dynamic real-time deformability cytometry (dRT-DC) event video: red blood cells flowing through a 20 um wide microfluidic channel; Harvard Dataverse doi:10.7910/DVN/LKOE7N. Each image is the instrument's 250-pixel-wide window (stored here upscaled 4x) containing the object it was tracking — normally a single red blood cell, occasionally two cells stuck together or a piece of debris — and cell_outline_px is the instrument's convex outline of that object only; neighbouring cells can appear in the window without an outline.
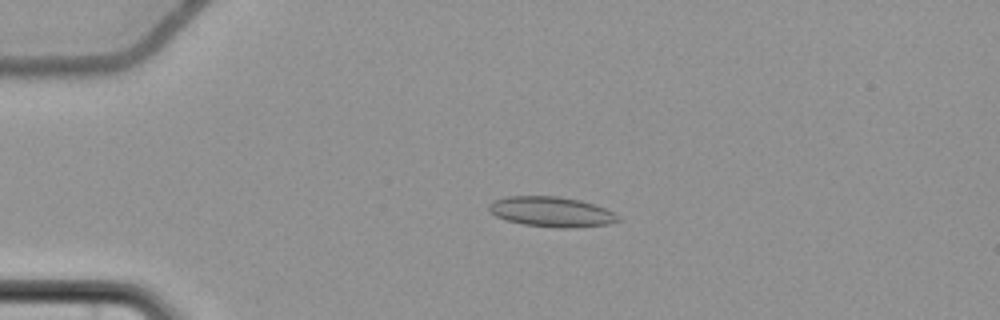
{"species": "common noctule bat (a hibernating species)", "species_latin": "Nyctalus noctula", "temperature_condition": "cold", "stored_images_in_passage": 54, "camera_frame_rate_fps": 3000, "um_per_image_px": 0.085, "animal": {"sex": "female", "body_mass_g": 22.7, "forearm_length_mm": 54.2}, "frame": {"image": 1, "passage_image": 11, "time_ms": 3.333, "image_size_px": [1000, 320], "cell_outline_px": [[620, 220], [608, 224], [572, 228], [556, 228], [524, 224], [508, 220], [496, 216], [488, 208], [488, 204], [496, 200], [508, 196], [556, 196], [580, 200], [604, 208], [620, 216]], "centroid_in_image_um": [46.89, 18.0], "position_along_channel_um": 38.1, "area_um2": 22.43}}
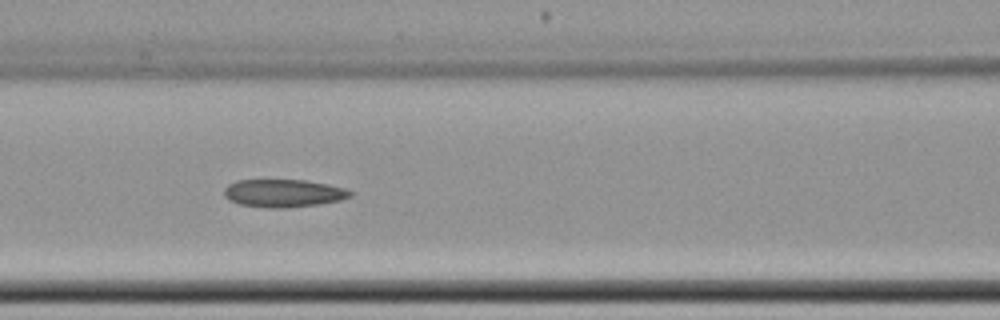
{"frame": {"image": 2, "passage_image": 23, "time_ms": 7.333, "image_size_px": [1000, 320], "cell_outline_px": [[352, 196], [340, 200], [320, 204], [288, 208], [264, 208], [240, 204], [228, 200], [224, 196], [224, 188], [228, 184], [236, 180], [308, 180], [328, 184], [344, 188], [352, 192]], "centroid_in_image_um": [24.08, 16.42], "position_along_channel_um": 142.5, "area_um2": 20.69}}
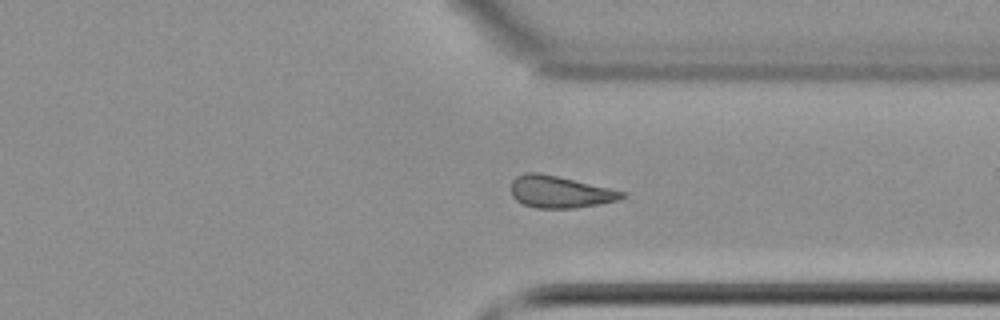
{"frame": {"image": 3, "passage_image": 41, "time_ms": 13.333, "image_size_px": [1000, 320], "cell_outline_px": [[624, 196], [620, 200], [576, 208], [536, 208], [524, 204], [516, 200], [512, 196], [512, 180], [516, 176], [524, 172], [540, 172], [608, 188], [624, 192]], "centroid_in_image_um": [47.54, 16.31], "position_along_channel_um": 363.9, "area_um2": 20.46}}